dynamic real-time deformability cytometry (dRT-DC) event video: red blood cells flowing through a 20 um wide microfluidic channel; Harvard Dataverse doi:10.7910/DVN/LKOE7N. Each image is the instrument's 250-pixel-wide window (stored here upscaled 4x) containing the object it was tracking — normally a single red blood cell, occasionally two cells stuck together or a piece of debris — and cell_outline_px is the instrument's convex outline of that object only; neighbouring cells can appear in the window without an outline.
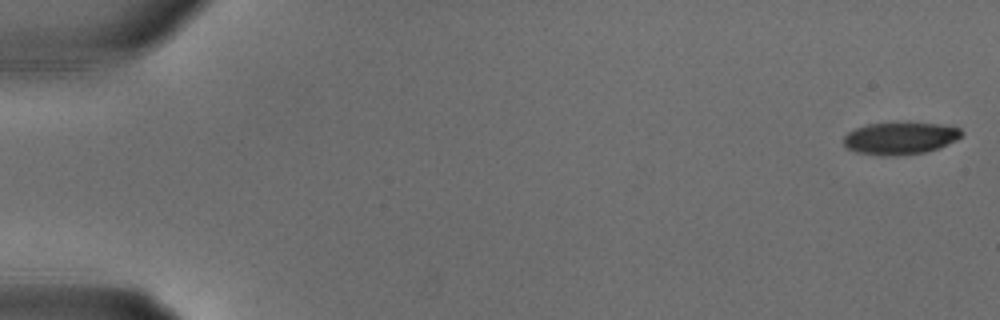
{"species": "common noctule bat (a hibernating species)", "species_latin": "Nyctalus noctula", "temperature_condition": "warm", "stored_images_in_passage": 30, "camera_frame_rate_fps": 3000, "um_per_image_px": 0.085, "animal": {"sex": "male", "body_mass_g": 18.8}, "frame": {"image": 1, "passage_image": 1, "time_ms": 0.0, "image_size_px": [1000, 320], "cell_outline_px": [[964, 132], [956, 140], [940, 148], [924, 152], [892, 156], [880, 156], [856, 152], [848, 148], [844, 144], [844, 136], [848, 132], [856, 128], [868, 124], [940, 124], [960, 128]], "centroid_in_image_um": [76.51, 11.77], "position_along_channel_um": 8.5, "area_um2": 21.79}}
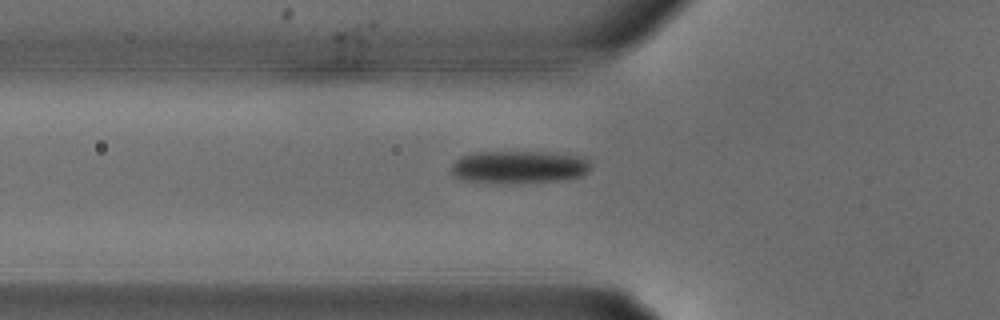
{"frame": {"image": 2, "passage_image": 11, "time_ms": 3.333, "image_size_px": [1000, 320], "cell_outline_px": [[592, 164], [588, 172], [584, 176], [568, 180], [464, 180], [452, 176], [452, 164], [460, 156], [476, 152], [548, 152], [584, 156]], "centroid_in_image_um": [44.21, 14.14], "position_along_channel_um": 81.6, "area_um2": 25.72}}
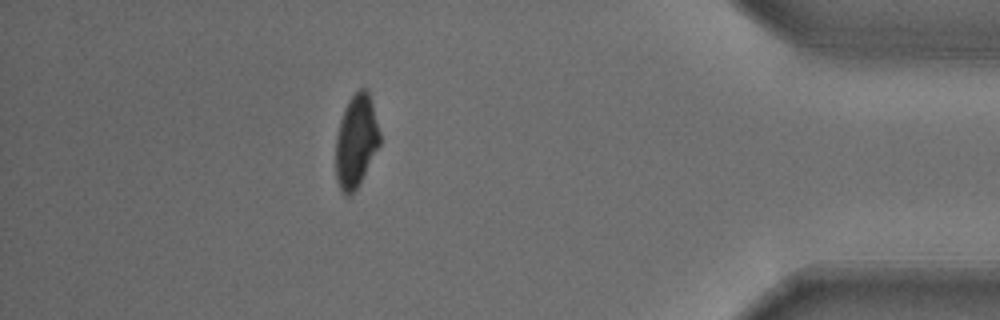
{"frame": {"image": 3, "passage_image": 27, "time_ms": 8.667, "image_size_px": [1000, 320], "cell_outline_px": [[380, 144], [360, 184], [352, 196], [344, 196], [340, 192], [336, 180], [336, 136], [340, 120], [344, 108], [348, 100], [360, 88], [368, 88], [380, 132]], "centroid_in_image_um": [30.26, 12.04], "position_along_channel_um": 404.9, "area_um2": 24.22}}